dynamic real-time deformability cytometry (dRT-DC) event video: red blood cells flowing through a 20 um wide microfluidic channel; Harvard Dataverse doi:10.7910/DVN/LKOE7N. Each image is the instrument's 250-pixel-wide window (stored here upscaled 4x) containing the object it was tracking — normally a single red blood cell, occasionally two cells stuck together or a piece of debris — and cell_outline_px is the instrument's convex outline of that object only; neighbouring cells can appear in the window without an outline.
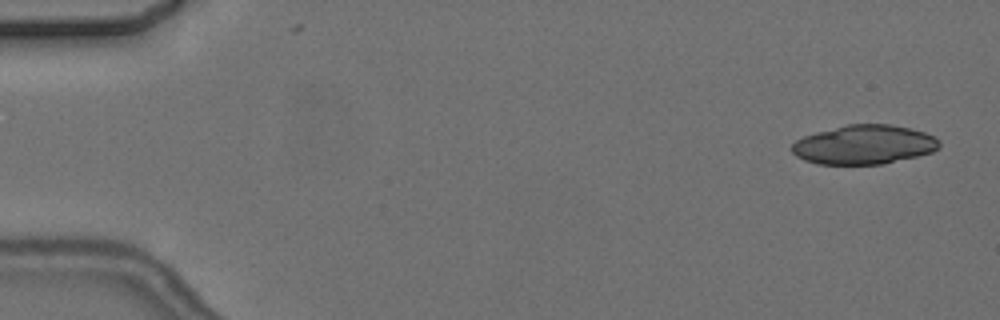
{"species": "common noctule bat (a hibernating species)", "species_latin": "Nyctalus noctula", "temperature_condition": "cold", "stored_images_in_passage": 6, "camera_frame_rate_fps": 3000, "um_per_image_px": 0.085, "animal": {"sex": "female", "body_mass_g": 24.6, "forearm_length_mm": 56.2}, "frame": {"image": 1, "passage_image": 1, "time_ms": 0.0, "image_size_px": [1000, 320], "cell_outline_px": [[940, 148], [932, 152], [916, 156], [880, 164], [820, 164], [804, 160], [796, 156], [792, 152], [792, 144], [796, 140], [804, 136], [816, 132], [848, 124], [888, 124], [908, 128], [924, 132], [940, 140]], "centroid_in_image_um": [73.43, 12.29], "position_along_channel_um": 11.6, "area_um2": 33.41}}